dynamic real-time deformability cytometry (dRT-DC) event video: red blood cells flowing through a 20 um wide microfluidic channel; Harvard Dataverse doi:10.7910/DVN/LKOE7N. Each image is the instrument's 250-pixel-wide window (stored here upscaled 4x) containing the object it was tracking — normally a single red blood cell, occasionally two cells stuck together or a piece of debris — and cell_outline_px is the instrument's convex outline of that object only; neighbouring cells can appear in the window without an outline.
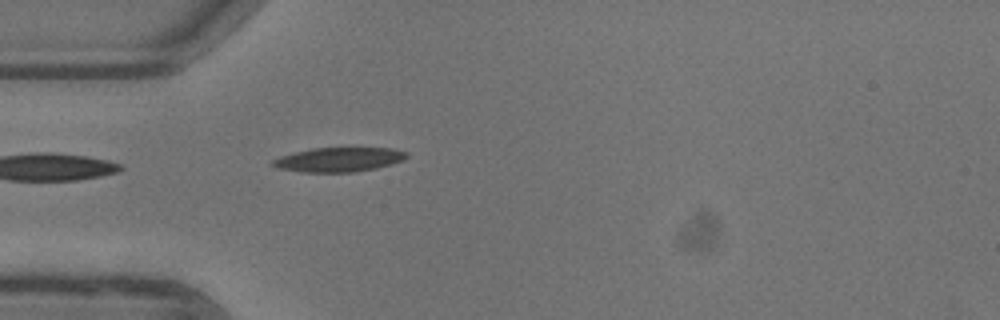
{"species": "common noctule bat (a hibernating species)", "species_latin": "Nyctalus noctula", "temperature_condition": "warm", "stored_images_in_passage": 38, "camera_frame_rate_fps": 3000, "um_per_image_px": 0.085, "animal": {"sex": "female"}, "frame": {"image": 1, "passage_image": 1, "time_ms": 0.0, "image_size_px": [1000, 320], "cell_outline_px": [[408, 156], [404, 160], [392, 164], [376, 168], [356, 172], [300, 172], [276, 168], [268, 164], [272, 160], [280, 156], [312, 148], [392, 148], [408, 152]], "centroid_in_image_um": [28.79, 13.57], "position_along_channel_um": 56.2, "area_um2": 19.19}, "authors_computed_cell_mechanics": {"area_um2": 18.5538, "velocity_mm_per_s": 3.9521, "shape_relaxation_time_tau1_ms": 6.0733, "shape_relaxation_time_tau2_ms": 4.2076, "deformation_change_tau1": 0.1855, "deformation_change_tau2": 0.1196}}